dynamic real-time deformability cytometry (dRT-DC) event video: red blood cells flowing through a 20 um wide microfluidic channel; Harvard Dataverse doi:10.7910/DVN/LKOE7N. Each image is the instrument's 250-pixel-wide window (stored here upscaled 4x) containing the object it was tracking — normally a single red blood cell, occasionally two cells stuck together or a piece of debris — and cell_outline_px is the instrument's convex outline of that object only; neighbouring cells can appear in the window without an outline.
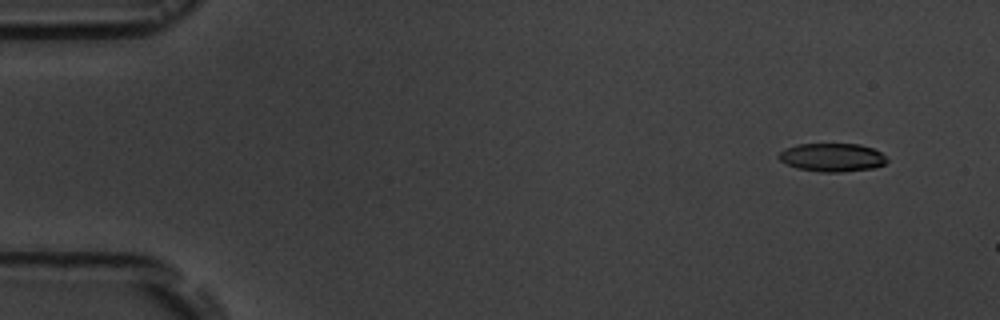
{"species": "common noctule bat (a hibernating species)", "species_latin": "Nyctalus noctula", "temperature_condition": "room temperature", "stored_images_in_passage": 4, "camera_frame_rate_fps": 3000, "um_per_image_px": 0.085, "animal": {"sex": "male", "body_mass_g": 19.5, "forearm_length_mm": 54.6}, "frame": {"image": 1, "passage_image": 2, "time_ms": 1.0, "image_size_px": [1000, 320], "cell_outline_px": [[888, 160], [884, 164], [872, 168], [840, 172], [820, 172], [796, 168], [780, 160], [776, 156], [784, 148], [796, 144], [860, 144], [872, 148], [880, 152]], "centroid_in_image_um": [70.69, 13.37], "position_along_channel_um": 14.3, "area_um2": 17.86}}